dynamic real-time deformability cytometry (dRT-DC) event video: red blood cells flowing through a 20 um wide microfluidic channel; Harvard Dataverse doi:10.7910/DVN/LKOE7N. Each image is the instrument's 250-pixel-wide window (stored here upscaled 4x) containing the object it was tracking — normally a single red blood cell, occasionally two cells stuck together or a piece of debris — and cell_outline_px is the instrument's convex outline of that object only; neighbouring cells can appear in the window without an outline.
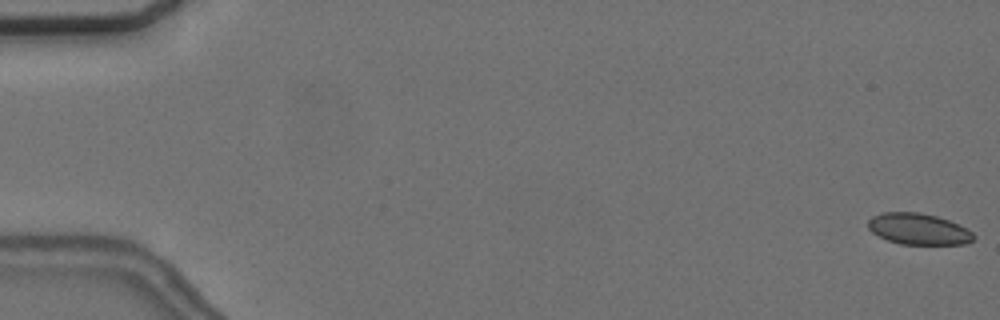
{"species": "common noctule bat (a hibernating species)", "species_latin": "Nyctalus noctula", "temperature_condition": "cold", "stored_images_in_passage": 12, "camera_frame_rate_fps": 3000, "um_per_image_px": 0.085, "animal": {"sex": "female", "body_mass_g": 24.6, "forearm_length_mm": 56.2}, "frame": {"image": 1, "passage_image": 1, "time_ms": 0.0, "image_size_px": [1000, 320], "cell_outline_px": [[976, 236], [972, 240], [964, 244], [900, 244], [888, 240], [872, 232], [868, 228], [868, 220], [872, 216], [884, 212], [920, 212], [936, 216], [948, 220], [972, 232]], "centroid_in_image_um": [78.04, 19.46], "position_along_channel_um": 7.0, "area_um2": 19.02}}